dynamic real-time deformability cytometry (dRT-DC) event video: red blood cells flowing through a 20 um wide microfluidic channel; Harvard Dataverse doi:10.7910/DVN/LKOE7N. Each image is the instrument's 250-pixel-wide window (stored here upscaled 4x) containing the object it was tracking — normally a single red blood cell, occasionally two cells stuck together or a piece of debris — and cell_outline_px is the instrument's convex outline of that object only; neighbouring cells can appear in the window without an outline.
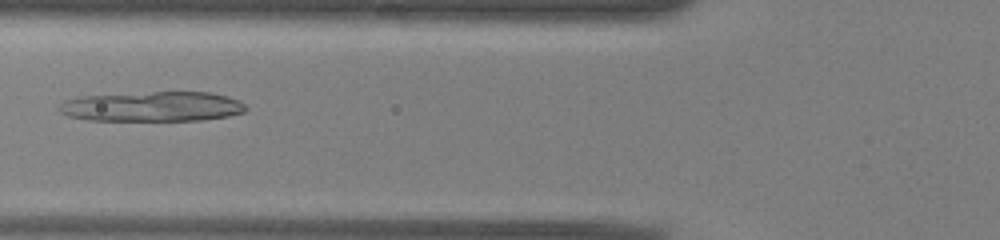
{"species": "common noctule bat (a hibernating species)", "species_latin": "Nyctalus noctula", "temperature_condition": "warm", "stored_images_in_passage": 13, "camera_frame_rate_fps": 3000, "um_per_image_px": 0.085, "animal": {"sex": "male", "body_mass_g": 13.0, "forearm_length_mm": 53.1}, "frame": {"image": 1, "passage_image": 6, "time_ms": 1.667, "image_size_px": [1000, 240], "cell_outline_px": [[248, 108], [244, 112], [228, 116], [200, 120], [88, 120], [68, 116], [60, 112], [56, 108], [64, 100], [80, 96], [152, 92], [212, 92], [228, 96], [240, 100]], "centroid_in_image_um": [12.96, 9.05], "position_along_channel_um": 112.8, "area_um2": 32.66}}
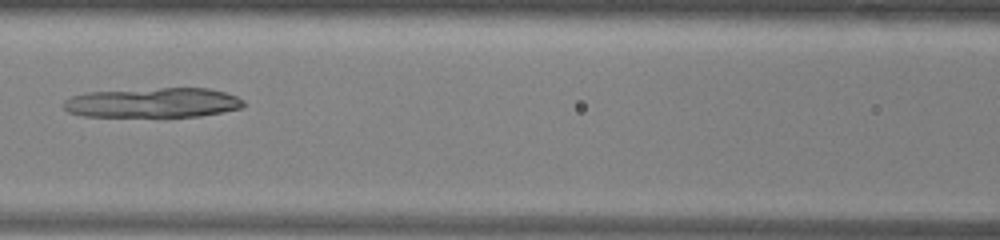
{"frame": {"image": 2, "passage_image": 9, "time_ms": 2.667, "image_size_px": [1000, 240], "cell_outline_px": [[244, 104], [240, 108], [200, 116], [84, 116], [68, 112], [64, 108], [64, 100], [72, 96], [84, 92], [160, 88], [208, 88], [224, 92], [236, 96], [244, 100]], "centroid_in_image_um": [12.98, 8.72], "position_along_channel_um": 153.6, "area_um2": 31.04}}
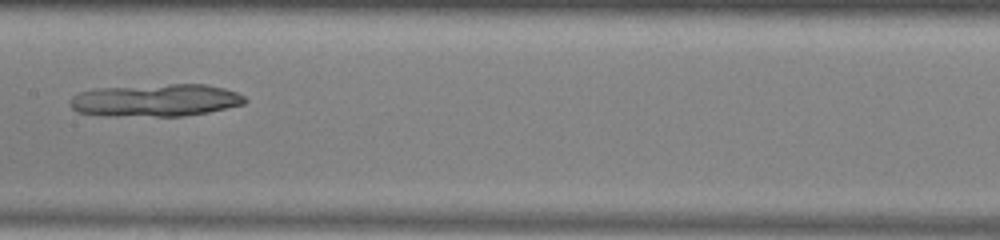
{"frame": {"image": 3, "passage_image": 12, "time_ms": 3.667, "image_size_px": [1000, 240], "cell_outline_px": [[248, 100], [244, 104], [208, 112], [184, 116], [100, 116], [76, 112], [68, 104], [68, 100], [72, 96], [80, 92], [96, 88], [168, 84], [208, 84], [224, 88], [236, 92], [244, 96]], "centroid_in_image_um": [13.19, 8.53], "position_along_channel_um": 194.2, "area_um2": 33.52}}